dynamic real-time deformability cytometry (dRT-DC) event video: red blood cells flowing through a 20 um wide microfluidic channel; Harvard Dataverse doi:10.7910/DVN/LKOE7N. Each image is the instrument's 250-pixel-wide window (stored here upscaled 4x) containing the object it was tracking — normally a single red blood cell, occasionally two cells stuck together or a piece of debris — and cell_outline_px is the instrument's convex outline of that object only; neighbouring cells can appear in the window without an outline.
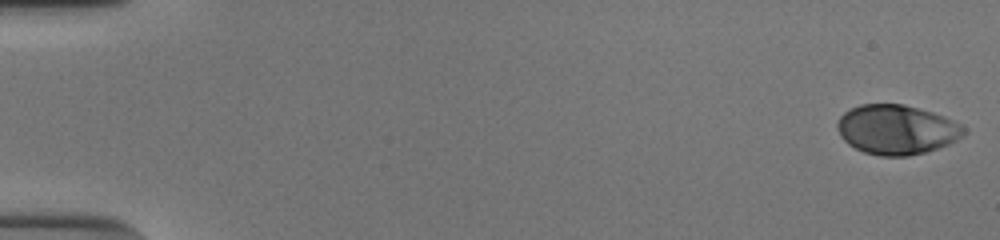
{"species": "human", "species_latin": "Homo sapiens", "temperature_condition": "cold", "stored_images_in_passage": 53, "camera_frame_rate_fps": 3000, "um_per_image_px": 0.085, "donor": {"sex": "male"}, "frame": {"image": 1, "passage_image": 1, "time_ms": 0.0, "image_size_px": [1000, 240], "cell_outline_px": [[964, 136], [948, 144], [924, 152], [908, 156], [880, 156], [864, 152], [848, 144], [840, 136], [836, 124], [840, 116], [844, 112], [860, 104], [904, 104], [932, 112], [944, 116], [960, 124], [964, 128]], "centroid_in_image_um": [76.19, 11.01], "position_along_channel_um": 8.8, "area_um2": 36.41}}
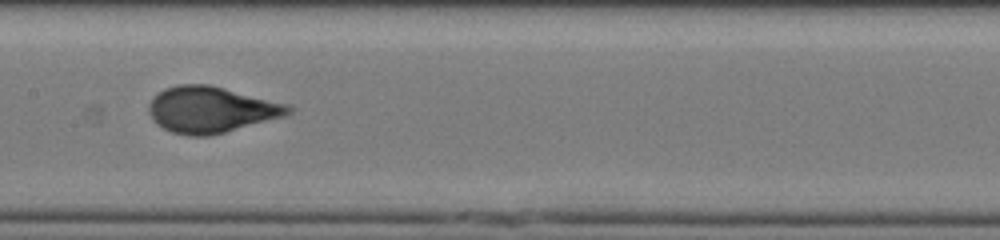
{"frame": {"image": 2, "passage_image": 28, "time_ms": 9.0, "image_size_px": [1000, 240], "cell_outline_px": [[292, 112], [284, 116], [224, 132], [208, 136], [188, 136], [172, 132], [156, 124], [152, 120], [148, 112], [148, 104], [152, 96], [164, 88], [180, 84], [208, 84], [288, 104], [292, 108]], "centroid_in_image_um": [17.88, 9.31], "position_along_channel_um": 189.5, "area_um2": 37.45}}
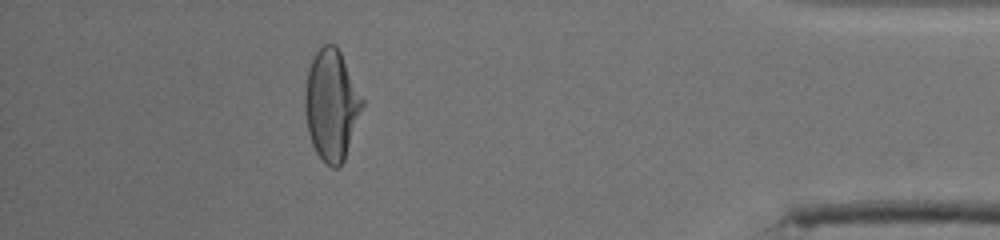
{"frame": {"image": 3, "passage_image": 48, "time_ms": 15.667, "image_size_px": [1000, 240], "cell_outline_px": [[364, 104], [344, 160], [336, 168], [332, 168], [324, 164], [316, 152], [312, 144], [308, 132], [304, 112], [304, 92], [308, 68], [316, 52], [324, 44], [336, 44], [364, 100]], "centroid_in_image_um": [28.15, 8.94], "position_along_channel_um": 407.0, "area_um2": 36.99}, "authors_computed_cell_mechanics": {"area_um2": 36.414, "velocity_mm_per_s": 3.8972, "shape_relaxation_time_tau1_ms": 3.887, "shape_relaxation_time_tau2_ms": null, "deformation_change_tau1": 0.1758, "deformation_change_tau2": null}}